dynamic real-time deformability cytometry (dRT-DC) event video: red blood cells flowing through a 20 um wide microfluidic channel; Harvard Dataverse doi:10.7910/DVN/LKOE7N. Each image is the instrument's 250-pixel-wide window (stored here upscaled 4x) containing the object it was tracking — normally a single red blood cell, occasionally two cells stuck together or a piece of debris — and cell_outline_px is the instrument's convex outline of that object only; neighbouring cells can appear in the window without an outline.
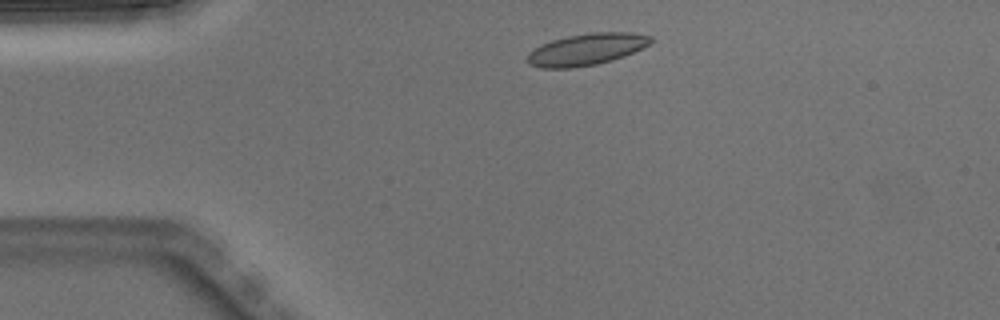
{"species": "Egyptian fruit bat (a non-hibernating species)", "species_latin": "Rousettus aegyptiacus", "temperature_condition": "warm", "stored_images_in_passage": 4, "camera_frame_rate_fps": 3000, "um_per_image_px": 0.085, "animal": {"sex": "male"}, "frame": {"image": 1, "passage_image": 2, "time_ms": 0.333, "image_size_px": [1000, 320], "cell_outline_px": [[652, 40], [648, 44], [624, 56], [612, 60], [596, 64], [572, 68], [540, 68], [528, 64], [528, 52], [540, 44], [552, 40], [568, 36], [592, 32], [632, 32], [652, 36]], "centroid_in_image_um": [49.81, 4.19], "position_along_channel_um": 35.2, "area_um2": 22.72}}
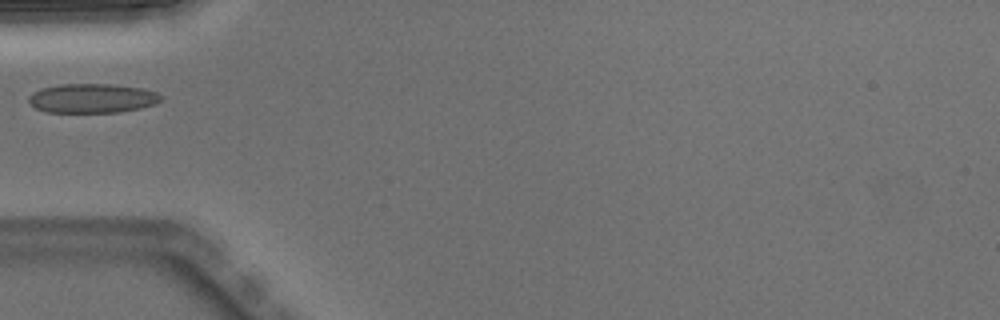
{"frame": {"image": 2, "passage_image": 3, "time_ms": 0.667, "image_size_px": [1000, 320], "cell_outline_px": [[164, 96], [156, 104], [140, 108], [120, 112], [48, 112], [36, 108], [28, 104], [28, 96], [32, 92], [40, 88], [60, 84], [112, 84], [144, 88], [156, 92]], "centroid_in_image_um": [7.83, 8.35], "position_along_channel_um": 77.2, "area_um2": 22.83}}